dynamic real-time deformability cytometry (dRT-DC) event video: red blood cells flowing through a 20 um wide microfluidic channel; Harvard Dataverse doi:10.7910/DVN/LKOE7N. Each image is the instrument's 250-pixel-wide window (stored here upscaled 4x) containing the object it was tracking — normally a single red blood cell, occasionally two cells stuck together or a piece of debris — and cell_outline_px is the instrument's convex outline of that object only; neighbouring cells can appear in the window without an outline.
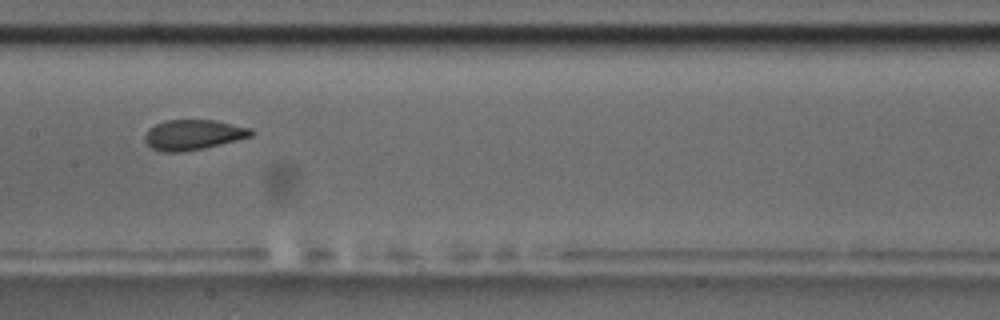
{"species": "common noctule bat (a hibernating species)", "species_latin": "Nyctalus noctula", "temperature_condition": "room temperature", "stored_images_in_passage": 8, "camera_frame_rate_fps": 3000, "um_per_image_px": 0.085, "animal": {"sex": "male", "body_mass_g": 17.5, "forearm_length_mm": 52.3}, "frame": {"image": 1, "passage_image": 8, "time_ms": 9.0, "image_size_px": [1000, 320], "cell_outline_px": [[256, 132], [252, 136], [204, 148], [180, 152], [160, 152], [152, 148], [144, 140], [144, 136], [148, 128], [164, 120], [216, 120], [252, 128]], "centroid_in_image_um": [16.42, 11.45], "position_along_channel_um": 191.0, "area_um2": 18.84}}